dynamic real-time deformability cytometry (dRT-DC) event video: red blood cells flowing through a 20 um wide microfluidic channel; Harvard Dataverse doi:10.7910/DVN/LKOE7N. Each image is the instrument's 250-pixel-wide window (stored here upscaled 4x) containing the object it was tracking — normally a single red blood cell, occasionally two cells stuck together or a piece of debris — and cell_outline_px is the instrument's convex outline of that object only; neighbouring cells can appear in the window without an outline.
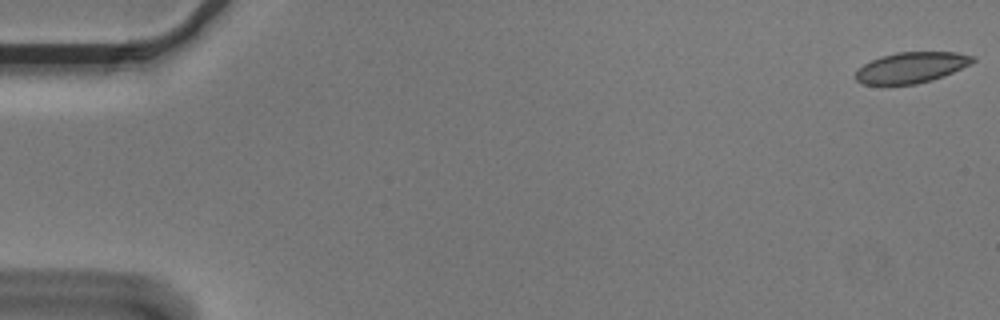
{"species": "Egyptian fruit bat (a non-hibernating species)", "species_latin": "Rousettus aegyptiacus", "temperature_condition": "cold", "stored_images_in_passage": 5, "camera_frame_rate_fps": 3000, "um_per_image_px": 0.085, "animal": {"sex": "male"}, "frame": {"image": 1, "passage_image": 1, "time_ms": 0.0, "image_size_px": [1000, 320], "cell_outline_px": [[976, 60], [972, 64], [944, 76], [932, 80], [916, 84], [864, 84], [856, 80], [856, 72], [864, 64], [880, 56], [896, 52], [956, 52], [976, 56]], "centroid_in_image_um": [77.52, 5.73], "position_along_channel_um": 7.5, "area_um2": 21.04}}